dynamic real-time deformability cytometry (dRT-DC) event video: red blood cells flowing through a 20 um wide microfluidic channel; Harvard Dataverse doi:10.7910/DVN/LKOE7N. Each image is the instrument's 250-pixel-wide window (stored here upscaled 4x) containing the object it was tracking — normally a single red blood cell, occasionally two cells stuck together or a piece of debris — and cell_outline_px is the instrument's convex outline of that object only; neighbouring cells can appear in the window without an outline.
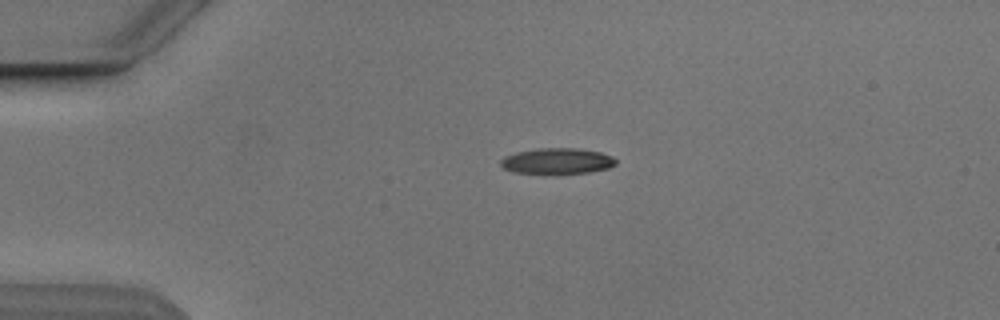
{"species": "Egyptian fruit bat (a non-hibernating species)", "species_latin": "Rousettus aegyptiacus", "temperature_condition": "cold", "stored_images_in_passage": 2, "camera_frame_rate_fps": 3000, "um_per_image_px": 0.085, "animal": {"sex": "male"}, "frame": {"image": 1, "passage_image": 1, "time_ms": 0.0, "image_size_px": [1000, 320], "cell_outline_px": [[616, 164], [608, 168], [588, 172], [556, 176], [544, 176], [512, 172], [504, 168], [500, 164], [500, 160], [504, 156], [516, 152], [540, 148], [580, 148], [600, 152], [612, 156], [616, 160]], "centroid_in_image_um": [47.32, 13.73], "position_along_channel_um": 37.7, "area_um2": 18.21}}